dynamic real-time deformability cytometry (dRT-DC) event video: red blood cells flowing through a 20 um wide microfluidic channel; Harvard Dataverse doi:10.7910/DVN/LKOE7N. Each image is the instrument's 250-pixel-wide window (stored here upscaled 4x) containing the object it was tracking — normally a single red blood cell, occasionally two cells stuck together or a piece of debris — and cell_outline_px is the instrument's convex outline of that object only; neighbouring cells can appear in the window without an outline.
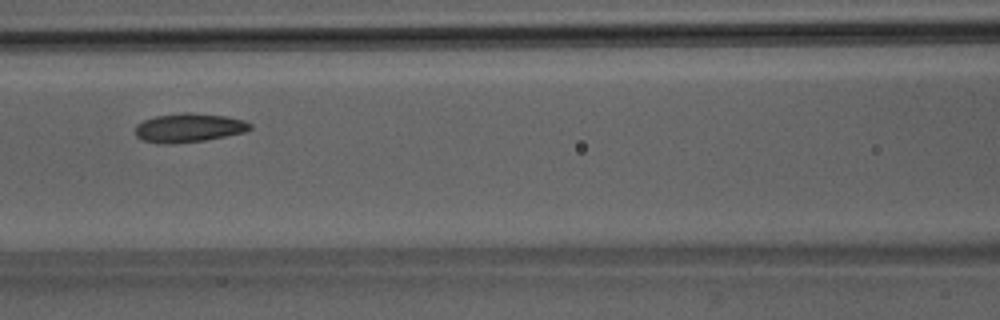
{"species": "Egyptian fruit bat (a non-hibernating species)", "species_latin": "Rousettus aegyptiacus", "temperature_condition": "room temperature", "stored_images_in_passage": 5, "camera_frame_rate_fps": 3000, "um_per_image_px": 0.085, "animal": {"sex": "male"}, "frame": {"image": 1, "passage_image": 5, "time_ms": 4.667, "image_size_px": [1000, 320], "cell_outline_px": [[252, 128], [244, 132], [204, 140], [168, 144], [160, 144], [144, 140], [136, 136], [136, 124], [144, 120], [156, 116], [184, 112], [188, 112], [224, 116], [244, 120], [252, 124]], "centroid_in_image_um": [16.04, 10.86], "position_along_channel_um": 150.6, "area_um2": 19.13}}